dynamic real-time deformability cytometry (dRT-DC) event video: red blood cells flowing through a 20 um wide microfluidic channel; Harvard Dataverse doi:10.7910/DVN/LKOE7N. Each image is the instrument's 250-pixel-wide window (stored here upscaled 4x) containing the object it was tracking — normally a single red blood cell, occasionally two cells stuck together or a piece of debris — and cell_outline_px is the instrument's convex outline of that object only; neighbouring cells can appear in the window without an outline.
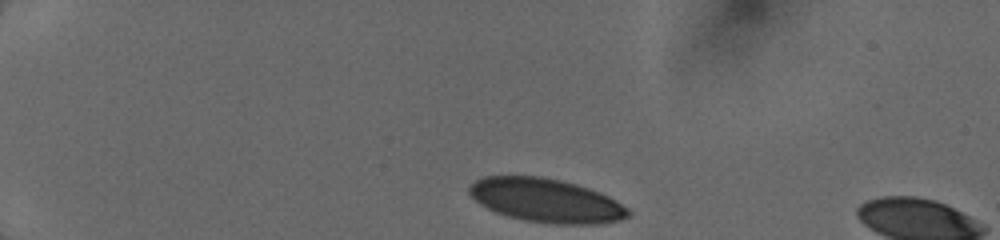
{"species": "human", "species_latin": "Homo sapiens", "temperature_condition": "cold", "stored_images_in_passage": 31, "camera_frame_rate_fps": 3000, "um_per_image_px": 0.085, "donor": {"sex": "female"}, "frame": {"image": 1, "passage_image": 1, "time_ms": 0.0, "image_size_px": [1000, 240], "cell_outline_px": [[632, 212], [628, 216], [620, 220], [596, 224], [556, 224], [524, 220], [508, 216], [496, 212], [480, 204], [468, 192], [468, 188], [476, 180], [484, 176], [540, 176], [560, 180], [576, 184], [600, 192], [616, 200], [628, 208]], "centroid_in_image_um": [46.44, 17.04], "position_along_channel_um": 38.6, "area_um2": 40.4}}
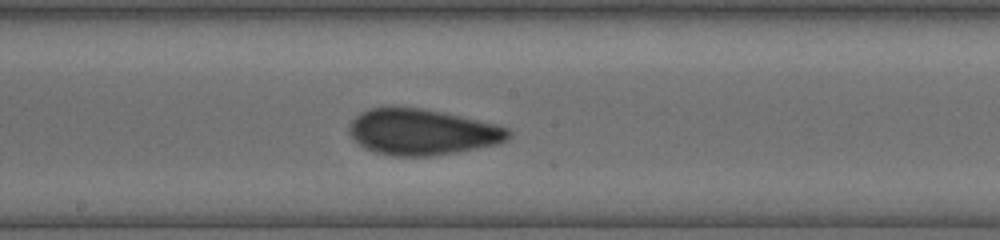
{"frame": {"image": 2, "passage_image": 15, "time_ms": 6.0, "image_size_px": [1000, 240], "cell_outline_px": [[512, 136], [508, 140], [500, 144], [456, 152], [428, 156], [392, 156], [376, 152], [364, 148], [348, 132], [348, 124], [360, 112], [368, 108], [420, 108], [460, 116], [496, 124], [508, 128], [512, 132]], "centroid_in_image_um": [35.91, 11.23], "position_along_channel_um": 212.3, "area_um2": 42.54}}
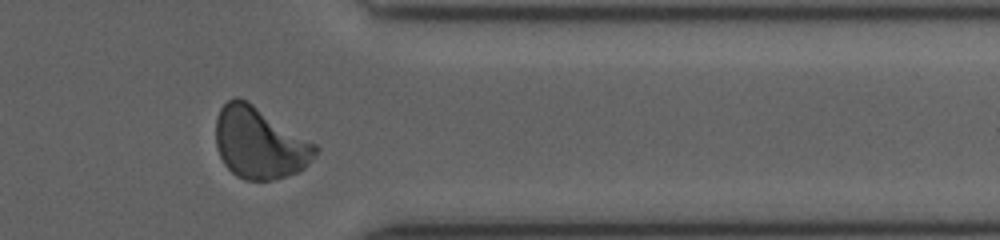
{"frame": {"image": 3, "passage_image": 26, "time_ms": 10.333, "image_size_px": [1000, 240], "cell_outline_px": [[320, 148], [308, 164], [300, 172], [276, 180], [244, 180], [236, 176], [224, 164], [216, 148], [216, 116], [220, 108], [228, 100], [236, 96], [248, 100], [316, 144]], "centroid_in_image_um": [22.06, 12.16], "position_along_channel_um": 389.3, "area_um2": 41.85}}